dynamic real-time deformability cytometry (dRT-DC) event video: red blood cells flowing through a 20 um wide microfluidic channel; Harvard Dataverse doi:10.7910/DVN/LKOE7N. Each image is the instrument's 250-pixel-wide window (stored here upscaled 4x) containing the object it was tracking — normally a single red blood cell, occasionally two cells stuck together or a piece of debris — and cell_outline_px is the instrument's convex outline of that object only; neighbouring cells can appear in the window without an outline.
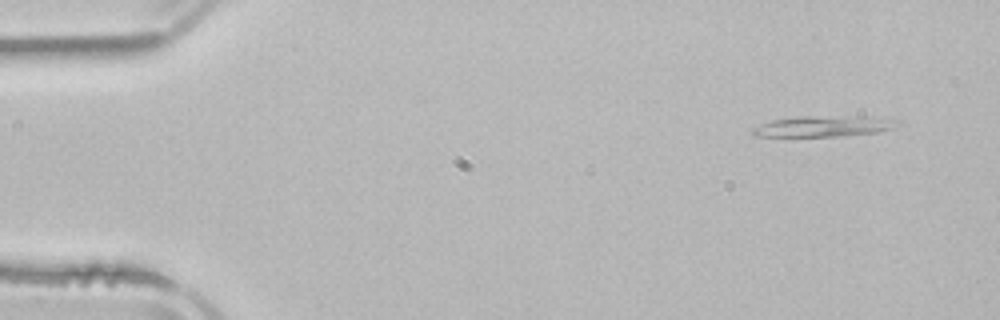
{"species": "common noctule bat (a hibernating species)", "species_latin": "Nyctalus noctula", "temperature_condition": "room temperature", "stored_images_in_passage": 2, "camera_frame_rate_fps": 3000, "um_per_image_px": 0.085, "animal": {"sex": "male", "body_mass_g": 21.5, "forearm_length_mm": 52.0}, "frame": {"image": 1, "passage_image": 1, "time_ms": 0.0, "image_size_px": [1000, 320], "cell_outline_px": [[904, 120], [900, 124], [892, 128], [880, 132], [844, 136], [756, 136], [752, 132], [752, 128], [772, 120], [800, 116], [856, 116]], "centroid_in_image_um": [70.09, 10.73], "position_along_channel_um": 14.9, "area_um2": 17.63}}